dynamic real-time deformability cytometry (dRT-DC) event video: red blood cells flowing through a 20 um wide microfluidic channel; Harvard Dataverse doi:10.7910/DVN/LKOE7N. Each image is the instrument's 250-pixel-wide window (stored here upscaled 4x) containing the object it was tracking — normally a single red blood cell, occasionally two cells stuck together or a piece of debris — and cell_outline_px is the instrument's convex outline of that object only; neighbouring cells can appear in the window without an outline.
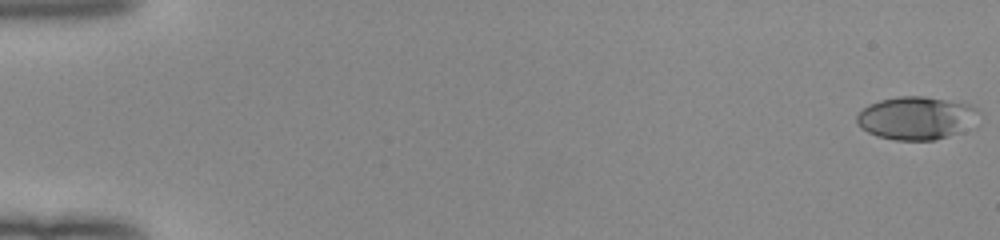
{"species": "human", "species_latin": "Homo sapiens", "temperature_condition": "room temperature", "stored_images_in_passage": 52, "camera_frame_rate_fps": 3000, "um_per_image_px": 0.085, "donor": {"sex": "female"}, "frame": {"image": 1, "passage_image": 1, "time_ms": 0.0, "image_size_px": [1000, 240], "cell_outline_px": [[980, 108], [964, 132], [936, 140], [896, 140], [876, 136], [860, 128], [856, 124], [856, 116], [868, 104], [880, 100], [900, 96], [924, 96], [968, 104]], "centroid_in_image_um": [77.84, 10.04], "position_along_channel_um": 7.2, "area_um2": 30.52}}
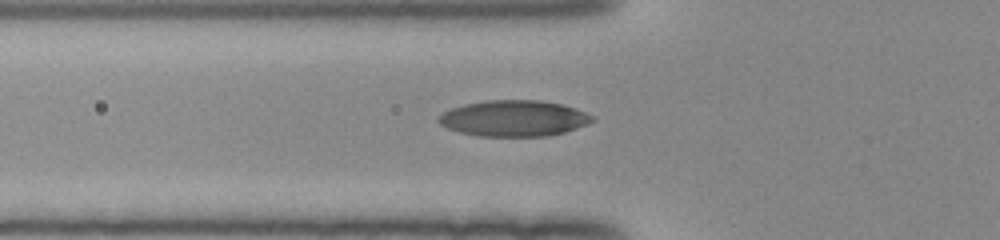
{"frame": {"image": 2, "passage_image": 20, "time_ms": 6.333, "image_size_px": [1000, 240], "cell_outline_px": [[596, 120], [588, 124], [564, 132], [548, 136], [480, 136], [460, 132], [448, 128], [440, 124], [436, 120], [444, 112], [452, 108], [464, 104], [484, 100], [540, 100], [560, 104], [584, 112], [592, 116]], "centroid_in_image_um": [43.66, 10.06], "position_along_channel_um": 82.1, "area_um2": 32.08}}
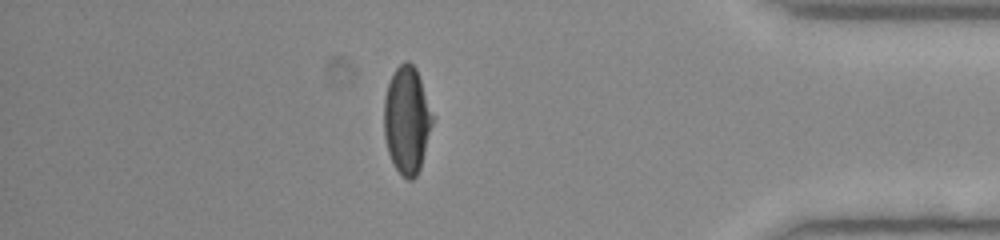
{"frame": {"image": 3, "passage_image": 46, "time_ms": 15.0, "image_size_px": [1000, 240], "cell_outline_px": [[432, 124], [420, 168], [416, 176], [412, 180], [408, 180], [392, 164], [388, 152], [384, 136], [384, 96], [388, 84], [396, 68], [404, 60], [408, 60], [416, 68], [432, 116]], "centroid_in_image_um": [34.55, 10.21], "position_along_channel_um": 400.7, "area_um2": 29.82}, "authors_computed_cell_mechanics": {"area_um2": 30.4895, "velocity_mm_per_s": 4.0351, "shape_relaxation_time_tau1_ms": 5.1336, "shape_relaxation_time_tau2_ms": 0.852, "deformation_change_tau1": 0.2076, "deformation_change_tau2": 0.0565}}